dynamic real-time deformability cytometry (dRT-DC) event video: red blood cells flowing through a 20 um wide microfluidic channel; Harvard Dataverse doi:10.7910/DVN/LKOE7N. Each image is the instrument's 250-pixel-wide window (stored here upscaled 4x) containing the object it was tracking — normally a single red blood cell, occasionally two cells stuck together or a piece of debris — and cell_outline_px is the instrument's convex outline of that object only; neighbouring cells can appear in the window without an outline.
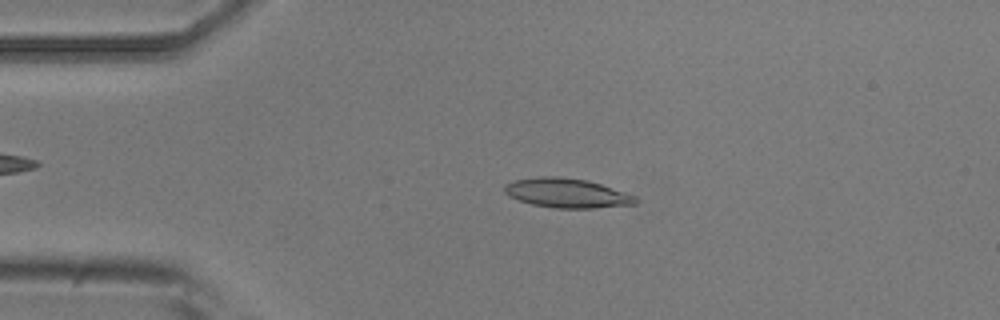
{"species": "common noctule bat (a hibernating species)", "species_latin": "Nyctalus noctula", "temperature_condition": "room temperature", "stored_images_in_passage": 53, "camera_frame_rate_fps": 3000, "um_per_image_px": 0.085, "animal": {"sex": "male", "body_mass_g": 20.5, "forearm_length_mm": 52.5}, "frame": {"image": 1, "passage_image": 11, "time_ms": 3.333, "image_size_px": [1000, 320], "cell_outline_px": [[640, 200], [636, 204], [592, 208], [556, 208], [532, 204], [508, 196], [504, 192], [504, 184], [516, 180], [540, 176], [560, 176], [588, 180], [636, 196]], "centroid_in_image_um": [48.19, 16.4], "position_along_channel_um": 36.8, "area_um2": 22.43}}
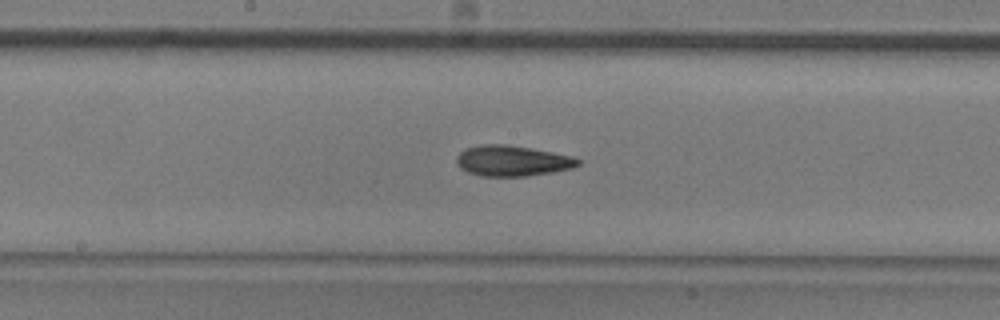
{"frame": {"image": 2, "passage_image": 27, "time_ms": 8.667, "image_size_px": [1000, 320], "cell_outline_px": [[580, 164], [572, 168], [552, 172], [528, 176], [480, 176], [468, 172], [460, 168], [456, 164], [456, 156], [460, 152], [468, 148], [480, 144], [504, 144], [532, 148], [572, 156], [580, 160]], "centroid_in_image_um": [43.53, 13.67], "position_along_channel_um": 204.7, "area_um2": 21.73}}
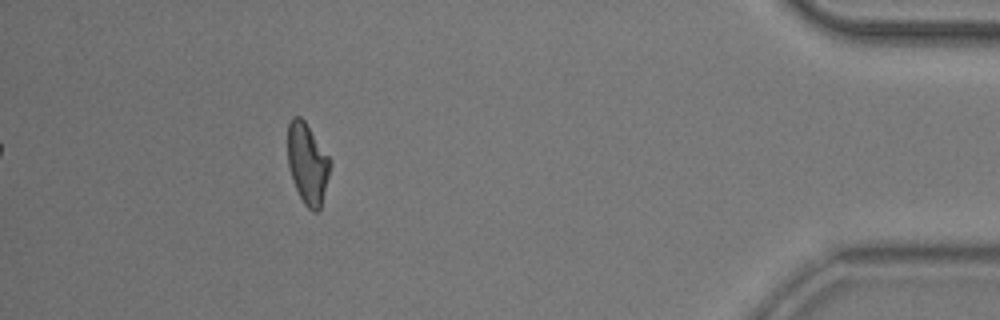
{"frame": {"image": 3, "passage_image": 48, "time_ms": 15.667, "image_size_px": [1000, 320], "cell_outline_px": [[332, 164], [320, 208], [316, 212], [312, 212], [304, 204], [296, 188], [288, 164], [288, 124], [292, 116], [300, 116], [304, 120], [332, 160]], "centroid_in_image_um": [26.15, 13.88], "position_along_channel_um": 409.0, "area_um2": 19.94}, "authors_computed_cell_mechanics": {"area_um2": 21.0392, "velocity_mm_per_s": 3.7222, "shape_relaxation_time_tau1_ms": 4.9157, "shape_relaxation_time_tau2_ms": 5.3121, "deformation_change_tau1": 0.1717, "deformation_change_tau2": 0.1489}}